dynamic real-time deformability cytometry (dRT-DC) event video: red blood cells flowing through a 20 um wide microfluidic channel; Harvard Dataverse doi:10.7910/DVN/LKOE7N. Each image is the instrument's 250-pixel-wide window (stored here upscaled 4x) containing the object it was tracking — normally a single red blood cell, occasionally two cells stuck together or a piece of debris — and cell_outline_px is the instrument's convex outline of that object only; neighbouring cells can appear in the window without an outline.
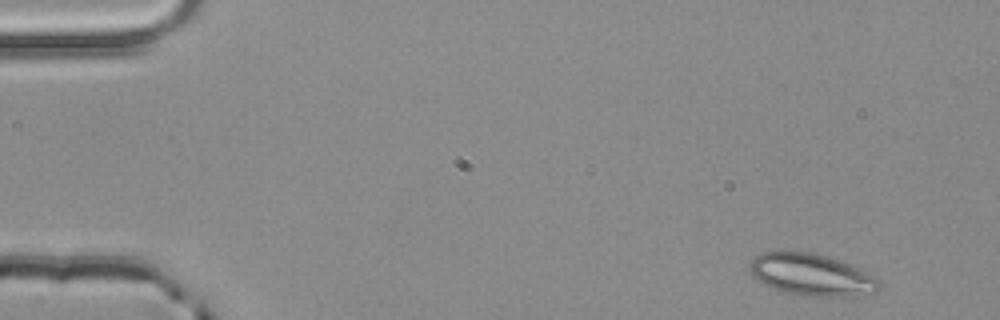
{"species": "common noctule bat (a hibernating species)", "species_latin": "Nyctalus noctula", "temperature_condition": "room temperature", "stored_images_in_passage": 5, "camera_frame_rate_fps": 3000, "um_per_image_px": 0.085, "animal": {"sex": "male", "body_mass_g": 20.4}, "frame": {"image": 1, "passage_image": 1, "time_ms": 0.0, "image_size_px": [1000, 320], "cell_outline_px": [[880, 288], [876, 292], [856, 296], [800, 296], [784, 292], [764, 284], [752, 276], [748, 264], [756, 256], [764, 252], [808, 252], [828, 256], [876, 276], [880, 280]], "centroid_in_image_um": [68.99, 23.37], "position_along_channel_um": 16.0, "area_um2": 31.5}}